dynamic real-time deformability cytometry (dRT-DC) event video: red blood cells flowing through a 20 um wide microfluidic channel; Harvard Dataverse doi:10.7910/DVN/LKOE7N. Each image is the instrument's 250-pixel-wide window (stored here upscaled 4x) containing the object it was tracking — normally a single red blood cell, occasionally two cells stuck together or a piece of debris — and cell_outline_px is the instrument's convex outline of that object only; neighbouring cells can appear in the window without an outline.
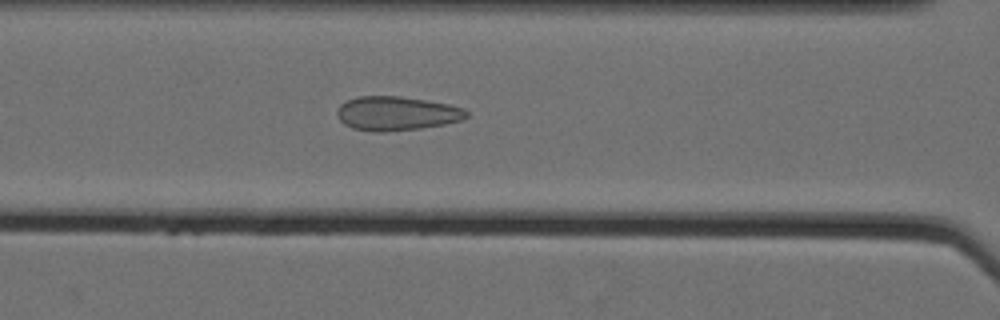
{"species": "Egyptian fruit bat (a non-hibernating species)", "species_latin": "Rousettus aegyptiacus", "temperature_condition": "cold", "stored_images_in_passage": 61, "camera_frame_rate_fps": 3000, "um_per_image_px": 0.085, "animal": {"sex": "female"}, "frame": {"image": 1, "passage_image": 30, "time_ms": 9.667, "image_size_px": [1000, 320], "cell_outline_px": [[468, 116], [464, 120], [444, 124], [420, 128], [384, 132], [372, 132], [352, 128], [344, 124], [340, 120], [336, 112], [340, 104], [348, 100], [360, 96], [400, 96], [448, 104], [464, 108], [468, 112]], "centroid_in_image_um": [33.71, 9.65], "position_along_channel_um": 132.9, "area_um2": 25.72}}
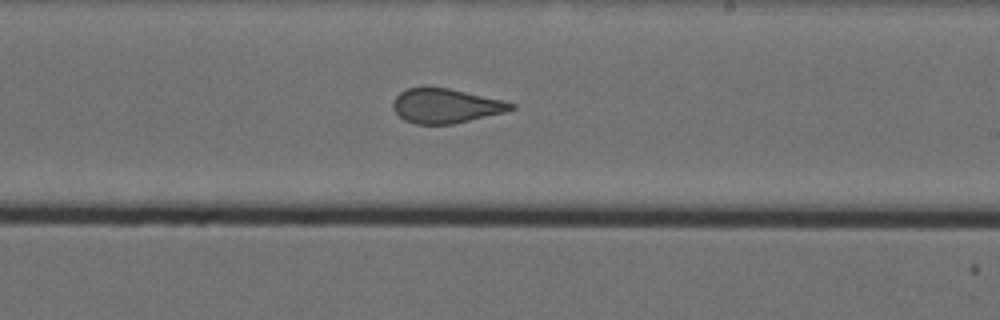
{"frame": {"image": 2, "passage_image": 40, "time_ms": 13.0, "image_size_px": [1000, 320], "cell_outline_px": [[516, 108], [504, 112], [452, 124], [416, 124], [404, 120], [392, 108], [392, 100], [400, 92], [408, 88], [448, 88], [504, 100], [516, 104]], "centroid_in_image_um": [37.88, 9.0], "position_along_channel_um": 251.1, "area_um2": 23.52}}
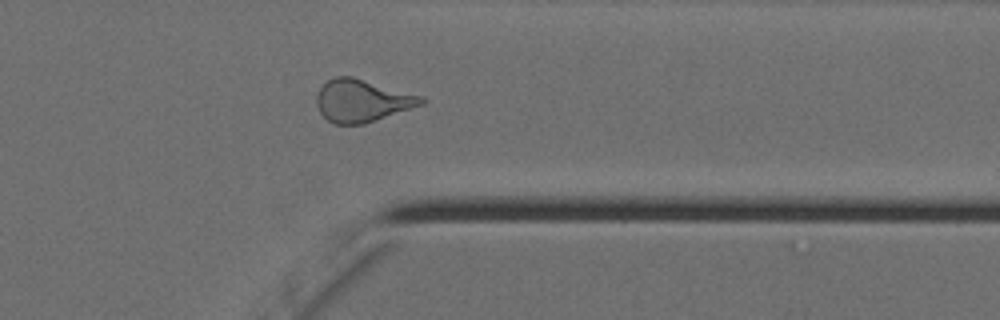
{"frame": {"image": 3, "passage_image": 51, "time_ms": 16.667, "image_size_px": [1000, 320], "cell_outline_px": [[428, 100], [424, 104], [364, 124], [332, 124], [320, 112], [316, 104], [316, 96], [320, 88], [328, 80], [336, 76], [352, 76], [424, 96]], "centroid_in_image_um": [30.8, 8.55], "position_along_channel_um": 380.6, "area_um2": 26.01}, "authors_computed_cell_mechanics": {"area_um2": 26.7036, "velocity_mm_per_s": 3.5531, "shape_relaxation_time_tau1_ms": null, "shape_relaxation_time_tau2_ms": 0.9362, "deformation_change_tau1": null, "deformation_change_tau2": 0.0963}}